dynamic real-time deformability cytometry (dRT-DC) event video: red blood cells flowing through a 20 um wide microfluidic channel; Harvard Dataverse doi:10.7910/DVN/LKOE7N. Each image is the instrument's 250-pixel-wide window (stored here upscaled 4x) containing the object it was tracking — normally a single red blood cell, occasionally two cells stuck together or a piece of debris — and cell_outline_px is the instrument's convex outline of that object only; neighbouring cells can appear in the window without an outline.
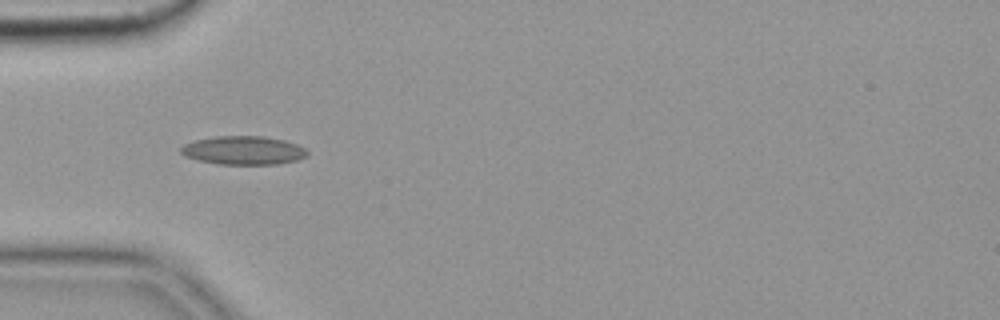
{"species": "common noctule bat (a hibernating species)", "species_latin": "Nyctalus noctula", "temperature_condition": "cold", "stored_images_in_passage": 42, "camera_frame_rate_fps": 3000, "um_per_image_px": 0.085, "animal": {"sex": "female", "body_mass_g": 19.9}, "frame": {"image": 1, "passage_image": 7, "time_ms": 2.0, "image_size_px": [1000, 320], "cell_outline_px": [[308, 156], [296, 160], [276, 164], [216, 164], [184, 156], [180, 152], [180, 148], [184, 144], [196, 140], [216, 136], [264, 136], [284, 140], [296, 144], [304, 148], [308, 152]], "centroid_in_image_um": [20.69, 12.78], "position_along_channel_um": 64.3, "area_um2": 20.98}, "authors_computed_cell_mechanics": {"area_um2": 19.3052, "velocity_mm_per_s": 3.6555, "shape_relaxation_time_tau1_ms": null, "shape_relaxation_time_tau2_ms": 2.1691, "deformation_change_tau1": null, "deformation_change_tau2": 0.0982}}